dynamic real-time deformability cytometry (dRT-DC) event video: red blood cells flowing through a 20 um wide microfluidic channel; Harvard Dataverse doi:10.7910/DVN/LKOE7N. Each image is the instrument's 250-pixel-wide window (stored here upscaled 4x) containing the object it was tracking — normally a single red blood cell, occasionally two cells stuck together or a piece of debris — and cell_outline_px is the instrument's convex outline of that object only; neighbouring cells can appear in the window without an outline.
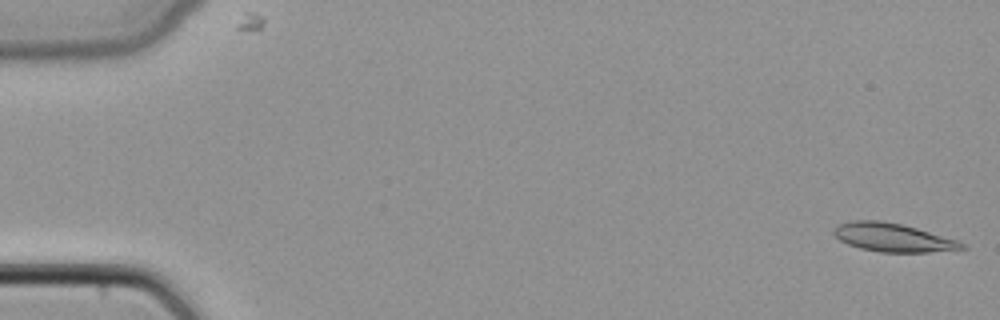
{"species": "common noctule bat (a hibernating species)", "species_latin": "Nyctalus noctula", "temperature_condition": "cold", "stored_images_in_passage": 48, "camera_frame_rate_fps": 3000, "um_per_image_px": 0.085, "animal": {"sex": "female", "body_mass_g": 22.7, "forearm_length_mm": 54.2}, "frame": {"image": 1, "passage_image": 1, "time_ms": 0.0, "image_size_px": [1000, 320], "cell_outline_px": [[968, 248], [928, 252], [880, 252], [860, 248], [848, 244], [840, 240], [832, 232], [836, 224], [852, 220], [880, 220], [900, 224], [916, 228], [960, 240]], "centroid_in_image_um": [75.89, 20.18], "position_along_channel_um": 9.1, "area_um2": 21.27}}
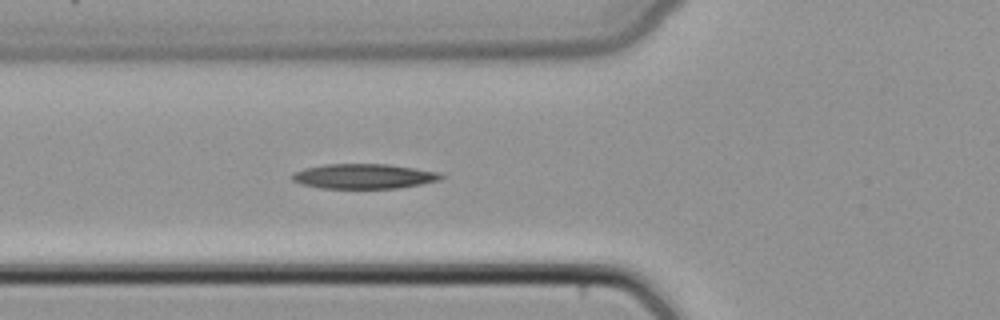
{"frame": {"image": 2, "passage_image": 18, "time_ms": 5.667, "image_size_px": [1000, 320], "cell_outline_px": [[444, 176], [440, 180], [420, 184], [396, 188], [320, 188], [300, 184], [292, 180], [292, 172], [304, 168], [324, 164], [388, 164], [416, 168], [440, 172]], "centroid_in_image_um": [30.9, 14.97], "position_along_channel_um": 94.9, "area_um2": 21.68}}
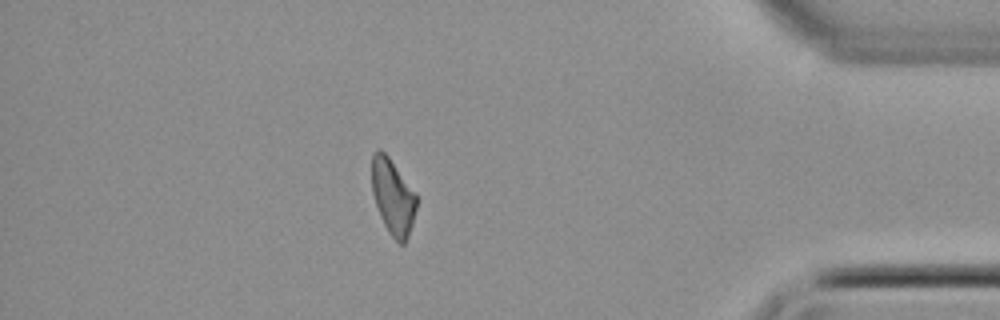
{"frame": {"image": 3, "passage_image": 42, "time_ms": 13.667, "image_size_px": [1000, 320], "cell_outline_px": [[416, 208], [412, 224], [408, 236], [404, 244], [400, 244], [388, 232], [380, 216], [372, 192], [372, 152], [376, 148], [380, 148], [388, 156], [416, 192]], "centroid_in_image_um": [33.38, 16.69], "position_along_channel_um": 401.8, "area_um2": 19.65}}